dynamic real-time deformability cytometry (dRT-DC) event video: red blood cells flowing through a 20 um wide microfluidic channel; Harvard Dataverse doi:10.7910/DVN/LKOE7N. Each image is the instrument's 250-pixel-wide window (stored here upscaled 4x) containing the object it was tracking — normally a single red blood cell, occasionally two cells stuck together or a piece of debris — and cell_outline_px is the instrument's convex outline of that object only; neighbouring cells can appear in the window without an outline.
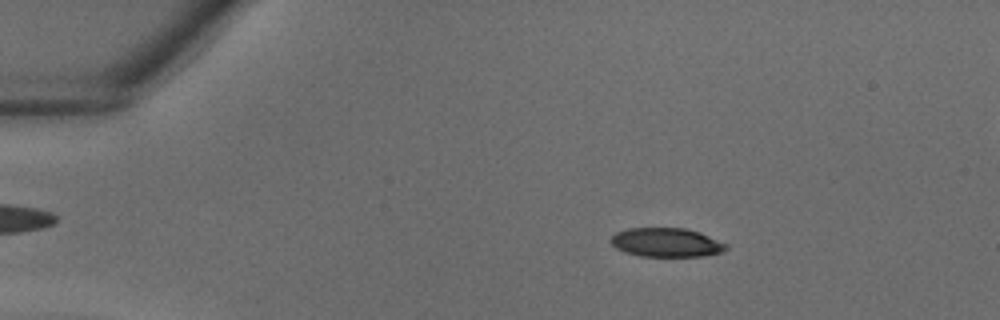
{"species": "common noctule bat (a hibernating species)", "species_latin": "Nyctalus noctula", "temperature_condition": "warm", "stored_images_in_passage": 37, "camera_frame_rate_fps": 3000, "um_per_image_px": 0.085, "animal": {"sex": "male", "body_mass_g": 18.8}, "frame": {"image": 1, "passage_image": 6, "time_ms": 1.667, "image_size_px": [1000, 320], "cell_outline_px": [[728, 248], [720, 252], [704, 256], [640, 256], [624, 252], [616, 248], [612, 244], [612, 236], [616, 232], [628, 228], [684, 228], [700, 232], [728, 244]], "centroid_in_image_um": [56.65, 20.61], "position_along_channel_um": 28.3, "area_um2": 19.42}}
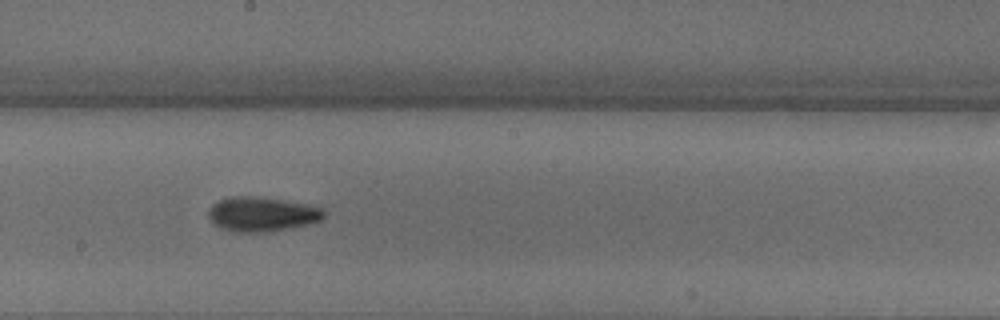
{"frame": {"image": 2, "passage_image": 21, "time_ms": 6.667, "image_size_px": [1000, 320], "cell_outline_px": [[328, 212], [320, 220], [308, 224], [268, 232], [236, 232], [220, 228], [212, 224], [208, 216], [208, 208], [212, 204], [220, 200], [232, 196], [252, 196], [308, 204], [324, 208]], "centroid_in_image_um": [22.25, 18.21], "position_along_channel_um": 226.0, "area_um2": 23.35}}
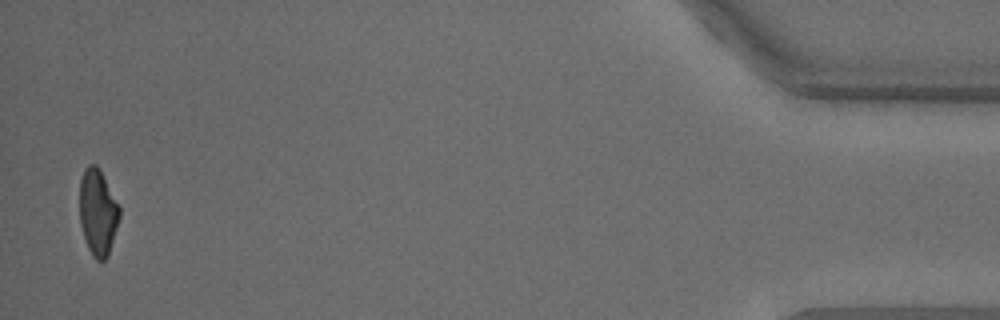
{"frame": {"image": 3, "passage_image": 37, "time_ms": 12.0, "image_size_px": [1000, 320], "cell_outline_px": [[120, 216], [108, 256], [104, 260], [96, 260], [92, 256], [88, 248], [80, 224], [80, 180], [84, 168], [88, 164], [96, 164], [100, 168], [120, 208]], "centroid_in_image_um": [8.31, 18.02], "position_along_channel_um": 426.9, "area_um2": 20.06}}